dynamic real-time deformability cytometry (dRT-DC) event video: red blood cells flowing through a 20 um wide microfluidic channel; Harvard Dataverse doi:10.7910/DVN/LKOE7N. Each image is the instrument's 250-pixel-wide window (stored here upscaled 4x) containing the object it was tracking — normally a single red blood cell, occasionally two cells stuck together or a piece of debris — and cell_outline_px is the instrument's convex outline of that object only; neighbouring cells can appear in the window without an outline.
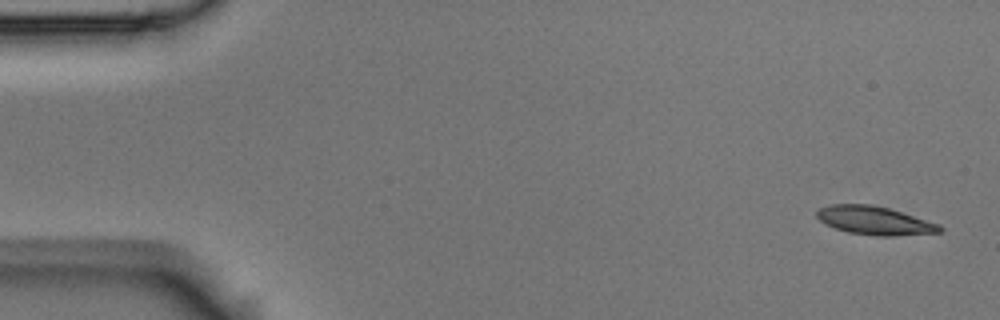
{"species": "Egyptian fruit bat (a non-hibernating species)", "species_latin": "Rousettus aegyptiacus", "temperature_condition": "room temperature", "stored_images_in_passage": 4, "camera_frame_rate_fps": 3000, "um_per_image_px": 0.085, "animal": {"sex": "male"}, "frame": {"image": 1, "passage_image": 1, "time_ms": 0.0, "image_size_px": [1000, 320], "cell_outline_px": [[944, 228], [940, 232], [892, 236], [876, 236], [848, 232], [824, 224], [816, 216], [816, 212], [820, 208], [832, 204], [872, 204], [888, 208], [940, 224]], "centroid_in_image_um": [74.33, 18.74], "position_along_channel_um": 10.7, "area_um2": 20.29}}
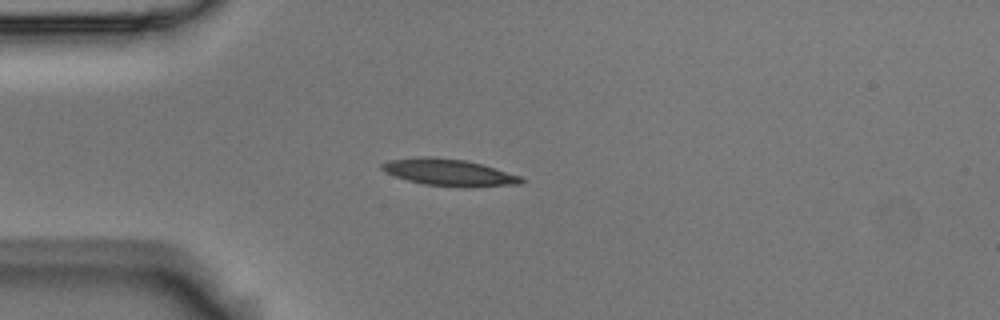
{"frame": {"image": 2, "passage_image": 4, "time_ms": 1.0, "image_size_px": [1000, 320], "cell_outline_px": [[524, 180], [520, 184], [468, 188], [464, 188], [424, 184], [408, 180], [384, 172], [380, 168], [380, 164], [388, 160], [420, 156], [432, 156], [464, 160], [480, 164], [520, 176]], "centroid_in_image_um": [38.12, 14.66], "position_along_channel_um": 46.9, "area_um2": 21.85}}